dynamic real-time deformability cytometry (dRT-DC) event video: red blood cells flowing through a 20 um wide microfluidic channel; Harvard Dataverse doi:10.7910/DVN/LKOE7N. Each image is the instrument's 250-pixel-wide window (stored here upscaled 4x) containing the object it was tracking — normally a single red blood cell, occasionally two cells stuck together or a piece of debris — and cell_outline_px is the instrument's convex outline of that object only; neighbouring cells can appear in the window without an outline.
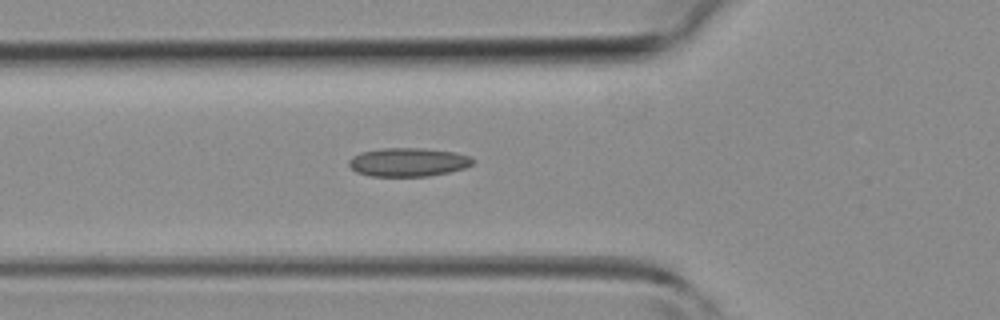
{"species": "common noctule bat (a hibernating species)", "species_latin": "Nyctalus noctula", "temperature_condition": "room temperature", "stored_images_in_passage": 28, "camera_frame_rate_fps": 3000, "um_per_image_px": 0.085, "animal": {"sex": "female", "body_mass_g": 19.3, "forearm_length_mm": 54.1}, "frame": {"image": 1, "passage_image": 2, "time_ms": 0.333, "image_size_px": [1000, 320], "cell_outline_px": [[476, 160], [472, 164], [464, 168], [448, 172], [428, 176], [372, 176], [356, 172], [348, 164], [348, 160], [352, 156], [360, 152], [380, 148], [424, 148], [456, 152], [472, 156]], "centroid_in_image_um": [34.71, 13.77], "position_along_channel_um": 91.1, "area_um2": 20.87}}
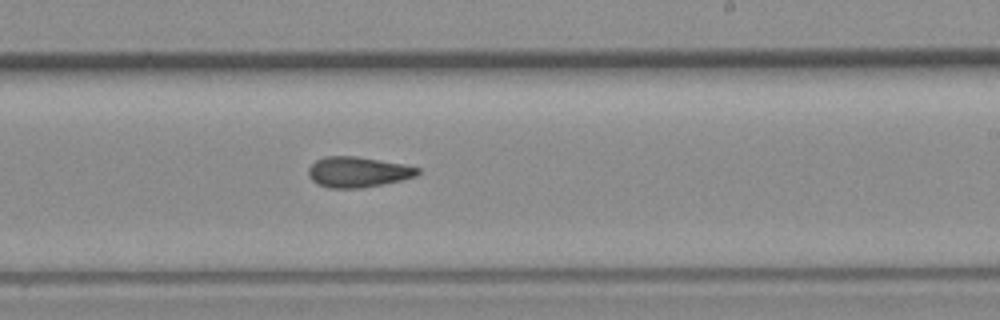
{"frame": {"image": 2, "passage_image": 13, "time_ms": 4.0, "image_size_px": [1000, 320], "cell_outline_px": [[420, 172], [416, 176], [384, 184], [360, 188], [328, 188], [316, 184], [308, 176], [308, 168], [316, 160], [324, 156], [356, 156], [400, 164], [420, 168]], "centroid_in_image_um": [30.37, 14.63], "position_along_channel_um": 258.6, "area_um2": 19.36}}
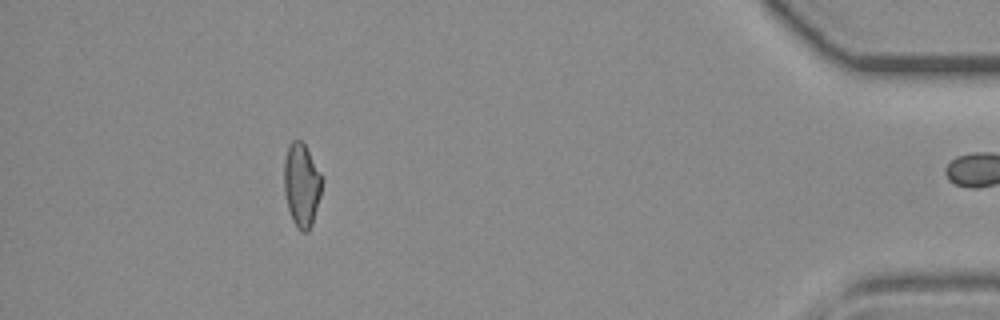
{"frame": {"image": 3, "passage_image": 27, "time_ms": 8.667, "image_size_px": [1000, 320], "cell_outline_px": [[324, 180], [320, 196], [312, 224], [308, 232], [300, 232], [296, 228], [292, 220], [288, 208], [284, 192], [284, 160], [288, 144], [292, 140], [300, 140], [304, 144], [324, 176]], "centroid_in_image_um": [25.65, 15.72], "position_along_channel_um": 409.6, "area_um2": 18.84}}